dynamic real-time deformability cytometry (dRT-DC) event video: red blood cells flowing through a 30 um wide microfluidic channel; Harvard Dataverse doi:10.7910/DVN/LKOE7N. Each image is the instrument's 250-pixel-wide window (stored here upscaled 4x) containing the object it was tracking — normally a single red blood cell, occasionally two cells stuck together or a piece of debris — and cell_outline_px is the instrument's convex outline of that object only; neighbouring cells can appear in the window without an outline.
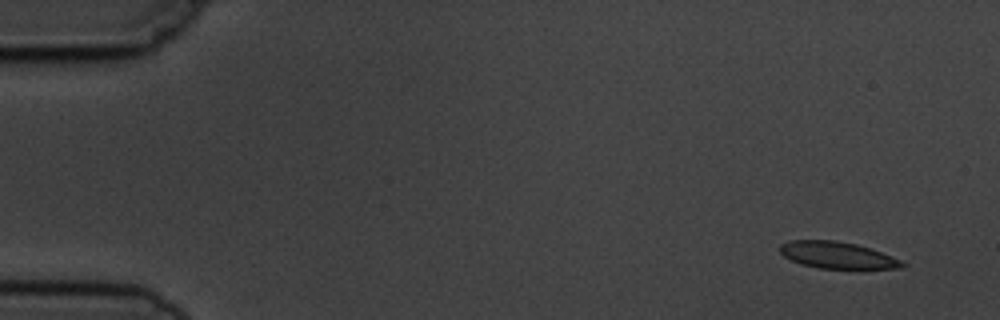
{"species": "common noctule bat (a hibernating species)", "species_latin": "Nyctalus noctula", "temperature_condition": "cold", "stored_images_in_passage": 5, "camera_frame_rate_fps": 3000, "um_per_image_px": 0.085, "animal": {"sex": "male", "body_mass_g": 19.5, "forearm_length_mm": 54.6}, "frame": {"image": 1, "passage_image": 1, "time_ms": 0.0, "image_size_px": [1000, 320], "cell_outline_px": [[908, 264], [904, 268], [860, 272], [820, 268], [804, 264], [792, 260], [784, 256], [780, 252], [780, 244], [788, 240], [836, 240], [856, 244], [892, 256]], "centroid_in_image_um": [71.29, 21.75], "position_along_channel_um": 13.7, "area_um2": 20.0}}
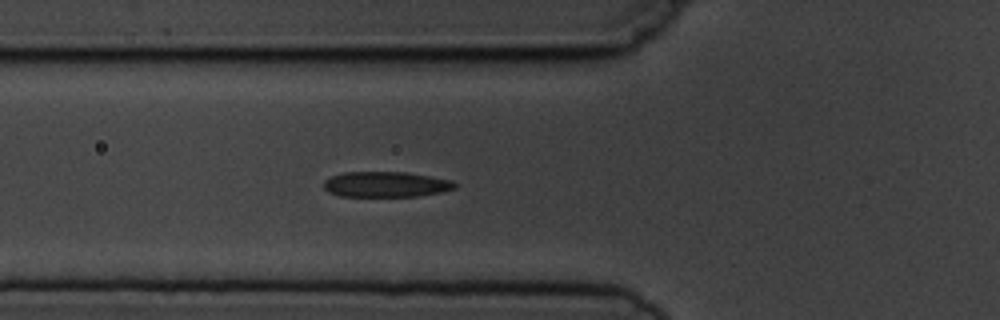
{"frame": {"image": 2, "passage_image": 5, "time_ms": 5.333, "image_size_px": [1000, 320], "cell_outline_px": [[456, 188], [444, 192], [416, 196], [340, 196], [328, 192], [324, 188], [324, 180], [332, 176], [344, 172], [408, 172], [452, 180], [456, 184]], "centroid_in_image_um": [32.82, 15.67], "position_along_channel_um": 93.0, "area_um2": 19.54}}